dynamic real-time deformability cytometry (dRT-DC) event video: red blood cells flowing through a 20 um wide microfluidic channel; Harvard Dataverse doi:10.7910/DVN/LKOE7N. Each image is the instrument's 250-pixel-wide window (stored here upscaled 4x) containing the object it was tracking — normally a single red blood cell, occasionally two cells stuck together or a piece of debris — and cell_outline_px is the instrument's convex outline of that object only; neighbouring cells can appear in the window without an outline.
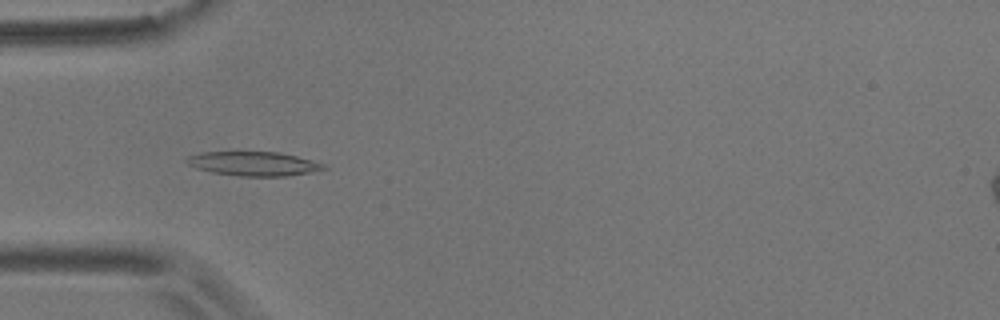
{"species": "common noctule bat (a hibernating species)", "species_latin": "Nyctalus noctula", "temperature_condition": "room temperature", "stored_images_in_passage": 11, "camera_frame_rate_fps": 3000, "um_per_image_px": 0.085, "animal": {"sex": "male", "body_mass_g": 17.9}, "frame": {"image": 1, "passage_image": 5, "time_ms": 7.0, "image_size_px": [1000, 320], "cell_outline_px": [[328, 168], [312, 172], [288, 176], [240, 176], [212, 172], [196, 168], [188, 164], [184, 160], [188, 156], [200, 152], [280, 152], [312, 160], [324, 164]], "centroid_in_image_um": [21.56, 13.91], "position_along_channel_um": 63.4, "area_um2": 19.31}}
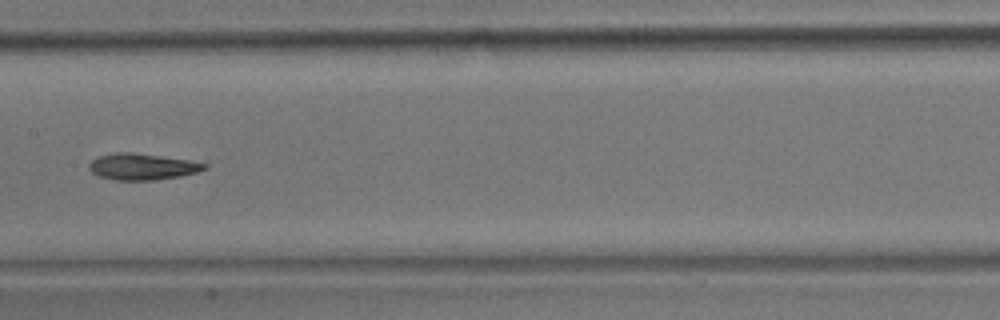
{"frame": {"image": 2, "passage_image": 8, "time_ms": 10.667, "image_size_px": [1000, 320], "cell_outline_px": [[208, 168], [196, 172], [180, 176], [156, 180], [116, 180], [100, 176], [92, 172], [88, 168], [88, 164], [92, 160], [100, 156], [116, 152], [128, 152], [160, 156], [188, 160], [208, 164]], "centroid_in_image_um": [12.09, 14.17], "position_along_channel_um": 195.3, "area_um2": 17.51}}
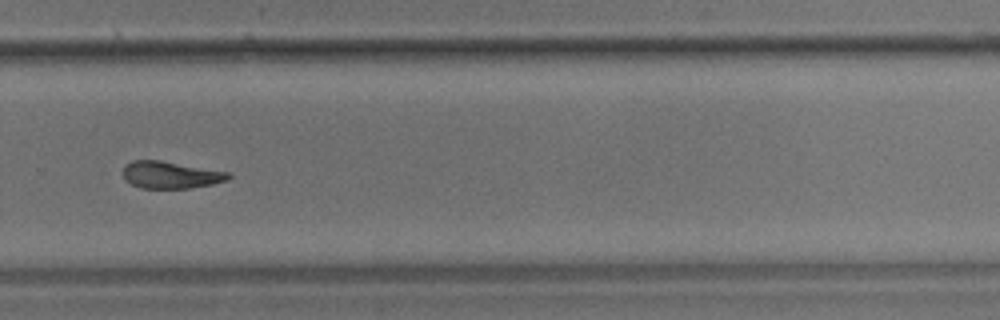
{"frame": {"image": 3, "passage_image": 11, "time_ms": 14.0, "image_size_px": [1000, 320], "cell_outline_px": [[232, 176], [228, 180], [212, 184], [188, 188], [140, 188], [124, 180], [124, 164], [132, 160], [160, 160], [228, 172]], "centroid_in_image_um": [14.48, 14.86], "position_along_channel_um": 315.3, "area_um2": 16.59}}